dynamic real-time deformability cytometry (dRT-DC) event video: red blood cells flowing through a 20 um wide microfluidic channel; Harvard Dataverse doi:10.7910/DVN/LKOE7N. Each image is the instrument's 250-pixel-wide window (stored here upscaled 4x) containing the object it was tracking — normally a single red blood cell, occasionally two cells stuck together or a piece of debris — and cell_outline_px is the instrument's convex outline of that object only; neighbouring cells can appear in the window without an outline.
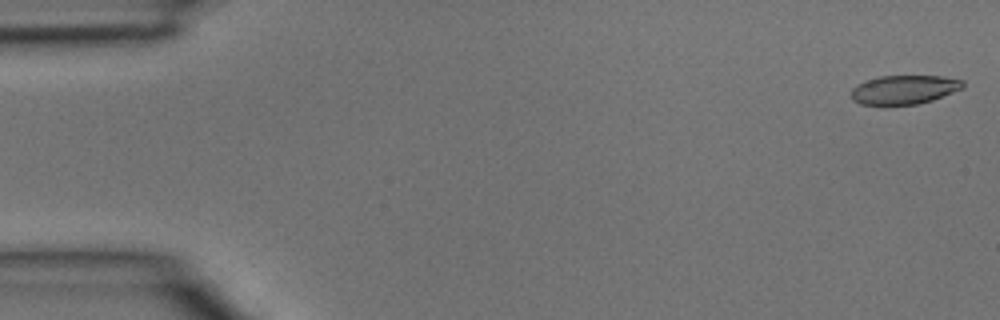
{"species": "common noctule bat (a hibernating species)", "species_latin": "Nyctalus noctula", "temperature_condition": "room temperature", "stored_images_in_passage": 4, "camera_frame_rate_fps": 3000, "um_per_image_px": 0.085, "animal": {"sex": "male", "body_mass_g": 15.6}, "frame": {"image": 1, "passage_image": 1, "time_ms": 0.0, "image_size_px": [1000, 320], "cell_outline_px": [[964, 88], [932, 100], [916, 104], [860, 104], [852, 100], [852, 88], [856, 84], [864, 80], [880, 76], [944, 76], [964, 80]], "centroid_in_image_um": [76.86, 7.6], "position_along_channel_um": 8.1, "area_um2": 18.84}}
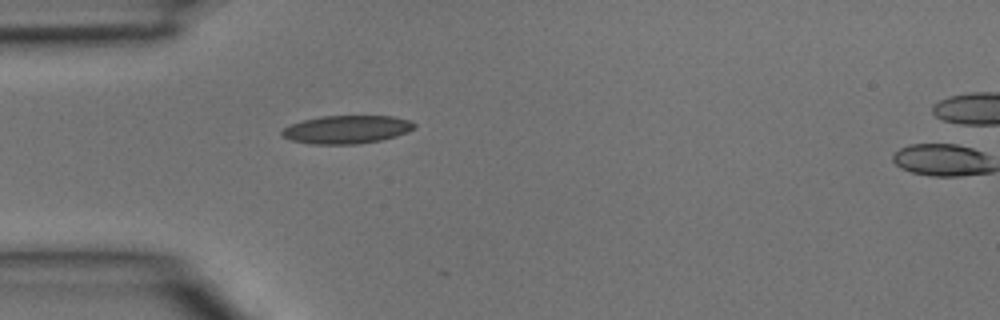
{"frame": {"image": 2, "passage_image": 4, "time_ms": 1.0, "image_size_px": [1000, 320], "cell_outline_px": [[416, 128], [408, 132], [396, 136], [380, 140], [356, 144], [312, 144], [292, 140], [284, 136], [280, 132], [284, 128], [292, 124], [304, 120], [320, 116], [392, 116], [412, 120], [416, 124]], "centroid_in_image_um": [29.53, 11.0], "position_along_channel_um": 55.5, "area_um2": 21.68}}